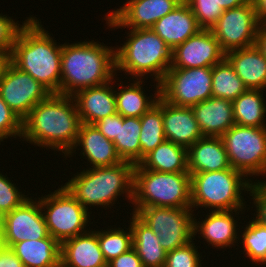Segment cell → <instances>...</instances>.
Returning a JSON list of instances; mask_svg holds the SVG:
<instances>
[{
    "label": "cell",
    "instance_id": "obj_15",
    "mask_svg": "<svg viewBox=\"0 0 266 267\" xmlns=\"http://www.w3.org/2000/svg\"><path fill=\"white\" fill-rule=\"evenodd\" d=\"M122 6L109 11L104 20L108 28L146 29L173 11L181 0H126Z\"/></svg>",
    "mask_w": 266,
    "mask_h": 267
},
{
    "label": "cell",
    "instance_id": "obj_17",
    "mask_svg": "<svg viewBox=\"0 0 266 267\" xmlns=\"http://www.w3.org/2000/svg\"><path fill=\"white\" fill-rule=\"evenodd\" d=\"M246 209H237L230 211H211L205 215V219L200 221V218L194 217V239L195 235L200 234L207 242L208 246L211 245L213 248L225 249L232 248L237 245L239 247V230L238 219L239 216L244 213ZM241 211V212H240ZM243 211V212H242ZM234 212V213H233ZM235 217L237 218L235 220ZM198 220V221H197ZM238 236V237H237Z\"/></svg>",
    "mask_w": 266,
    "mask_h": 267
},
{
    "label": "cell",
    "instance_id": "obj_37",
    "mask_svg": "<svg viewBox=\"0 0 266 267\" xmlns=\"http://www.w3.org/2000/svg\"><path fill=\"white\" fill-rule=\"evenodd\" d=\"M20 190L6 174L0 172V218L30 198Z\"/></svg>",
    "mask_w": 266,
    "mask_h": 267
},
{
    "label": "cell",
    "instance_id": "obj_2",
    "mask_svg": "<svg viewBox=\"0 0 266 267\" xmlns=\"http://www.w3.org/2000/svg\"><path fill=\"white\" fill-rule=\"evenodd\" d=\"M26 19L15 39L10 62L51 94H60L62 44L57 45L36 16Z\"/></svg>",
    "mask_w": 266,
    "mask_h": 267
},
{
    "label": "cell",
    "instance_id": "obj_39",
    "mask_svg": "<svg viewBox=\"0 0 266 267\" xmlns=\"http://www.w3.org/2000/svg\"><path fill=\"white\" fill-rule=\"evenodd\" d=\"M22 136V121L4 102L0 95V144L9 137Z\"/></svg>",
    "mask_w": 266,
    "mask_h": 267
},
{
    "label": "cell",
    "instance_id": "obj_25",
    "mask_svg": "<svg viewBox=\"0 0 266 267\" xmlns=\"http://www.w3.org/2000/svg\"><path fill=\"white\" fill-rule=\"evenodd\" d=\"M225 58L247 89H266V58L255 45L229 51Z\"/></svg>",
    "mask_w": 266,
    "mask_h": 267
},
{
    "label": "cell",
    "instance_id": "obj_42",
    "mask_svg": "<svg viewBox=\"0 0 266 267\" xmlns=\"http://www.w3.org/2000/svg\"><path fill=\"white\" fill-rule=\"evenodd\" d=\"M119 124H123V117L119 114H112L96 122L94 126L110 141L118 136Z\"/></svg>",
    "mask_w": 266,
    "mask_h": 267
},
{
    "label": "cell",
    "instance_id": "obj_5",
    "mask_svg": "<svg viewBox=\"0 0 266 267\" xmlns=\"http://www.w3.org/2000/svg\"><path fill=\"white\" fill-rule=\"evenodd\" d=\"M128 32L124 44L115 47L116 71L132 79H148L149 74L155 77L154 82L161 83L171 67L172 49L151 28Z\"/></svg>",
    "mask_w": 266,
    "mask_h": 267
},
{
    "label": "cell",
    "instance_id": "obj_33",
    "mask_svg": "<svg viewBox=\"0 0 266 267\" xmlns=\"http://www.w3.org/2000/svg\"><path fill=\"white\" fill-rule=\"evenodd\" d=\"M246 90L243 81L226 58L212 67V97L233 102Z\"/></svg>",
    "mask_w": 266,
    "mask_h": 267
},
{
    "label": "cell",
    "instance_id": "obj_24",
    "mask_svg": "<svg viewBox=\"0 0 266 267\" xmlns=\"http://www.w3.org/2000/svg\"><path fill=\"white\" fill-rule=\"evenodd\" d=\"M187 157L191 175L232 168L221 137L203 136L187 149Z\"/></svg>",
    "mask_w": 266,
    "mask_h": 267
},
{
    "label": "cell",
    "instance_id": "obj_29",
    "mask_svg": "<svg viewBox=\"0 0 266 267\" xmlns=\"http://www.w3.org/2000/svg\"><path fill=\"white\" fill-rule=\"evenodd\" d=\"M143 169L165 173H189L187 148L165 140L139 163Z\"/></svg>",
    "mask_w": 266,
    "mask_h": 267
},
{
    "label": "cell",
    "instance_id": "obj_27",
    "mask_svg": "<svg viewBox=\"0 0 266 267\" xmlns=\"http://www.w3.org/2000/svg\"><path fill=\"white\" fill-rule=\"evenodd\" d=\"M11 249L24 267H60L61 244L51 235L15 243Z\"/></svg>",
    "mask_w": 266,
    "mask_h": 267
},
{
    "label": "cell",
    "instance_id": "obj_6",
    "mask_svg": "<svg viewBox=\"0 0 266 267\" xmlns=\"http://www.w3.org/2000/svg\"><path fill=\"white\" fill-rule=\"evenodd\" d=\"M252 181L234 168L194 173L190 186L191 208L193 211L200 207L209 211L245 209L247 204L243 190L248 193Z\"/></svg>",
    "mask_w": 266,
    "mask_h": 267
},
{
    "label": "cell",
    "instance_id": "obj_22",
    "mask_svg": "<svg viewBox=\"0 0 266 267\" xmlns=\"http://www.w3.org/2000/svg\"><path fill=\"white\" fill-rule=\"evenodd\" d=\"M151 29L172 50L201 30L195 15L185 1L155 22Z\"/></svg>",
    "mask_w": 266,
    "mask_h": 267
},
{
    "label": "cell",
    "instance_id": "obj_46",
    "mask_svg": "<svg viewBox=\"0 0 266 267\" xmlns=\"http://www.w3.org/2000/svg\"><path fill=\"white\" fill-rule=\"evenodd\" d=\"M255 14L261 23H266V0H252Z\"/></svg>",
    "mask_w": 266,
    "mask_h": 267
},
{
    "label": "cell",
    "instance_id": "obj_20",
    "mask_svg": "<svg viewBox=\"0 0 266 267\" xmlns=\"http://www.w3.org/2000/svg\"><path fill=\"white\" fill-rule=\"evenodd\" d=\"M112 81L100 86L82 89L72 95L81 123L94 125L104 117L117 113L113 90L115 84Z\"/></svg>",
    "mask_w": 266,
    "mask_h": 267
},
{
    "label": "cell",
    "instance_id": "obj_26",
    "mask_svg": "<svg viewBox=\"0 0 266 267\" xmlns=\"http://www.w3.org/2000/svg\"><path fill=\"white\" fill-rule=\"evenodd\" d=\"M133 82L124 86L123 82L117 84L114 88L116 109L122 117L140 118L145 112L153 107L160 97V83L156 82V91L154 95H145L143 89V79L133 78ZM148 96V97H147ZM154 96V97H153ZM151 97V98H150Z\"/></svg>",
    "mask_w": 266,
    "mask_h": 267
},
{
    "label": "cell",
    "instance_id": "obj_21",
    "mask_svg": "<svg viewBox=\"0 0 266 267\" xmlns=\"http://www.w3.org/2000/svg\"><path fill=\"white\" fill-rule=\"evenodd\" d=\"M162 116L166 140L188 149L203 137L191 107L175 106L162 98Z\"/></svg>",
    "mask_w": 266,
    "mask_h": 267
},
{
    "label": "cell",
    "instance_id": "obj_48",
    "mask_svg": "<svg viewBox=\"0 0 266 267\" xmlns=\"http://www.w3.org/2000/svg\"><path fill=\"white\" fill-rule=\"evenodd\" d=\"M9 62H10V55L5 54L3 52H0V80L2 78V75H3L5 68Z\"/></svg>",
    "mask_w": 266,
    "mask_h": 267
},
{
    "label": "cell",
    "instance_id": "obj_7",
    "mask_svg": "<svg viewBox=\"0 0 266 267\" xmlns=\"http://www.w3.org/2000/svg\"><path fill=\"white\" fill-rule=\"evenodd\" d=\"M191 174L134 167L132 213L144 207L191 208Z\"/></svg>",
    "mask_w": 266,
    "mask_h": 267
},
{
    "label": "cell",
    "instance_id": "obj_40",
    "mask_svg": "<svg viewBox=\"0 0 266 267\" xmlns=\"http://www.w3.org/2000/svg\"><path fill=\"white\" fill-rule=\"evenodd\" d=\"M23 26L18 24L12 17L0 14V52L11 54L13 45L20 28Z\"/></svg>",
    "mask_w": 266,
    "mask_h": 267
},
{
    "label": "cell",
    "instance_id": "obj_38",
    "mask_svg": "<svg viewBox=\"0 0 266 267\" xmlns=\"http://www.w3.org/2000/svg\"><path fill=\"white\" fill-rule=\"evenodd\" d=\"M192 240L188 244L167 252L164 267H202L198 246Z\"/></svg>",
    "mask_w": 266,
    "mask_h": 267
},
{
    "label": "cell",
    "instance_id": "obj_43",
    "mask_svg": "<svg viewBox=\"0 0 266 267\" xmlns=\"http://www.w3.org/2000/svg\"><path fill=\"white\" fill-rule=\"evenodd\" d=\"M108 267H143L140 257L132 247L107 263Z\"/></svg>",
    "mask_w": 266,
    "mask_h": 267
},
{
    "label": "cell",
    "instance_id": "obj_36",
    "mask_svg": "<svg viewBox=\"0 0 266 267\" xmlns=\"http://www.w3.org/2000/svg\"><path fill=\"white\" fill-rule=\"evenodd\" d=\"M201 29L211 30L224 12L218 0H185Z\"/></svg>",
    "mask_w": 266,
    "mask_h": 267
},
{
    "label": "cell",
    "instance_id": "obj_23",
    "mask_svg": "<svg viewBox=\"0 0 266 267\" xmlns=\"http://www.w3.org/2000/svg\"><path fill=\"white\" fill-rule=\"evenodd\" d=\"M203 136L221 137L234 124L233 103L210 97L191 107Z\"/></svg>",
    "mask_w": 266,
    "mask_h": 267
},
{
    "label": "cell",
    "instance_id": "obj_41",
    "mask_svg": "<svg viewBox=\"0 0 266 267\" xmlns=\"http://www.w3.org/2000/svg\"><path fill=\"white\" fill-rule=\"evenodd\" d=\"M249 194L252 196L253 204L255 205V217L252 218L259 222L260 224L266 226V181L264 180H255L252 181Z\"/></svg>",
    "mask_w": 266,
    "mask_h": 267
},
{
    "label": "cell",
    "instance_id": "obj_12",
    "mask_svg": "<svg viewBox=\"0 0 266 267\" xmlns=\"http://www.w3.org/2000/svg\"><path fill=\"white\" fill-rule=\"evenodd\" d=\"M260 23L251 1L237 8L224 10L211 31L222 50L227 53L253 46Z\"/></svg>",
    "mask_w": 266,
    "mask_h": 267
},
{
    "label": "cell",
    "instance_id": "obj_10",
    "mask_svg": "<svg viewBox=\"0 0 266 267\" xmlns=\"http://www.w3.org/2000/svg\"><path fill=\"white\" fill-rule=\"evenodd\" d=\"M136 215L160 238L166 251H172L194 240L192 208L144 207Z\"/></svg>",
    "mask_w": 266,
    "mask_h": 267
},
{
    "label": "cell",
    "instance_id": "obj_4",
    "mask_svg": "<svg viewBox=\"0 0 266 267\" xmlns=\"http://www.w3.org/2000/svg\"><path fill=\"white\" fill-rule=\"evenodd\" d=\"M134 167L126 161L110 167L89 166L73 174L63 186L87 211L91 206L111 209L120 195L132 204Z\"/></svg>",
    "mask_w": 266,
    "mask_h": 267
},
{
    "label": "cell",
    "instance_id": "obj_1",
    "mask_svg": "<svg viewBox=\"0 0 266 267\" xmlns=\"http://www.w3.org/2000/svg\"><path fill=\"white\" fill-rule=\"evenodd\" d=\"M81 124L72 96L50 94L22 121L21 140L66 157L75 146Z\"/></svg>",
    "mask_w": 266,
    "mask_h": 267
},
{
    "label": "cell",
    "instance_id": "obj_13",
    "mask_svg": "<svg viewBox=\"0 0 266 267\" xmlns=\"http://www.w3.org/2000/svg\"><path fill=\"white\" fill-rule=\"evenodd\" d=\"M51 93L9 62L0 80V95L9 108L23 121L29 112Z\"/></svg>",
    "mask_w": 266,
    "mask_h": 267
},
{
    "label": "cell",
    "instance_id": "obj_11",
    "mask_svg": "<svg viewBox=\"0 0 266 267\" xmlns=\"http://www.w3.org/2000/svg\"><path fill=\"white\" fill-rule=\"evenodd\" d=\"M160 96L179 107H192L212 97V67L169 68Z\"/></svg>",
    "mask_w": 266,
    "mask_h": 267
},
{
    "label": "cell",
    "instance_id": "obj_14",
    "mask_svg": "<svg viewBox=\"0 0 266 267\" xmlns=\"http://www.w3.org/2000/svg\"><path fill=\"white\" fill-rule=\"evenodd\" d=\"M27 199L21 206L1 217L2 245L12 247L24 240H39L49 233L39 199Z\"/></svg>",
    "mask_w": 266,
    "mask_h": 267
},
{
    "label": "cell",
    "instance_id": "obj_34",
    "mask_svg": "<svg viewBox=\"0 0 266 267\" xmlns=\"http://www.w3.org/2000/svg\"><path fill=\"white\" fill-rule=\"evenodd\" d=\"M240 245L243 247L245 257L251 259L254 264L266 265V226L256 220H249L244 230H239ZM243 231V232H242Z\"/></svg>",
    "mask_w": 266,
    "mask_h": 267
},
{
    "label": "cell",
    "instance_id": "obj_44",
    "mask_svg": "<svg viewBox=\"0 0 266 267\" xmlns=\"http://www.w3.org/2000/svg\"><path fill=\"white\" fill-rule=\"evenodd\" d=\"M0 267H24L10 247L0 246Z\"/></svg>",
    "mask_w": 266,
    "mask_h": 267
},
{
    "label": "cell",
    "instance_id": "obj_47",
    "mask_svg": "<svg viewBox=\"0 0 266 267\" xmlns=\"http://www.w3.org/2000/svg\"><path fill=\"white\" fill-rule=\"evenodd\" d=\"M252 0H218V5H220L223 10H228L232 8H237L247 3H250Z\"/></svg>",
    "mask_w": 266,
    "mask_h": 267
},
{
    "label": "cell",
    "instance_id": "obj_49",
    "mask_svg": "<svg viewBox=\"0 0 266 267\" xmlns=\"http://www.w3.org/2000/svg\"><path fill=\"white\" fill-rule=\"evenodd\" d=\"M2 245V230H1V218H0V246Z\"/></svg>",
    "mask_w": 266,
    "mask_h": 267
},
{
    "label": "cell",
    "instance_id": "obj_28",
    "mask_svg": "<svg viewBox=\"0 0 266 267\" xmlns=\"http://www.w3.org/2000/svg\"><path fill=\"white\" fill-rule=\"evenodd\" d=\"M131 214L132 247L140 257L143 267H164L167 252L162 248L159 236L135 213Z\"/></svg>",
    "mask_w": 266,
    "mask_h": 267
},
{
    "label": "cell",
    "instance_id": "obj_32",
    "mask_svg": "<svg viewBox=\"0 0 266 267\" xmlns=\"http://www.w3.org/2000/svg\"><path fill=\"white\" fill-rule=\"evenodd\" d=\"M141 132V161L153 151L158 145L166 140L162 116V97L156 104L140 117Z\"/></svg>",
    "mask_w": 266,
    "mask_h": 267
},
{
    "label": "cell",
    "instance_id": "obj_8",
    "mask_svg": "<svg viewBox=\"0 0 266 267\" xmlns=\"http://www.w3.org/2000/svg\"><path fill=\"white\" fill-rule=\"evenodd\" d=\"M58 188L38 199L49 235L61 244L89 230L91 213L64 186Z\"/></svg>",
    "mask_w": 266,
    "mask_h": 267
},
{
    "label": "cell",
    "instance_id": "obj_3",
    "mask_svg": "<svg viewBox=\"0 0 266 267\" xmlns=\"http://www.w3.org/2000/svg\"><path fill=\"white\" fill-rule=\"evenodd\" d=\"M117 73L114 47L86 39L62 44L61 95L72 96L82 89L106 84L115 80Z\"/></svg>",
    "mask_w": 266,
    "mask_h": 267
},
{
    "label": "cell",
    "instance_id": "obj_19",
    "mask_svg": "<svg viewBox=\"0 0 266 267\" xmlns=\"http://www.w3.org/2000/svg\"><path fill=\"white\" fill-rule=\"evenodd\" d=\"M60 267H108L98 241V230L89 229L63 241Z\"/></svg>",
    "mask_w": 266,
    "mask_h": 267
},
{
    "label": "cell",
    "instance_id": "obj_18",
    "mask_svg": "<svg viewBox=\"0 0 266 267\" xmlns=\"http://www.w3.org/2000/svg\"><path fill=\"white\" fill-rule=\"evenodd\" d=\"M75 149H81L79 155L83 156V159H87L92 168L110 167L123 162L116 151L114 143L92 124L82 123L80 125L75 146L64 158L73 157L74 153H77Z\"/></svg>",
    "mask_w": 266,
    "mask_h": 267
},
{
    "label": "cell",
    "instance_id": "obj_30",
    "mask_svg": "<svg viewBox=\"0 0 266 267\" xmlns=\"http://www.w3.org/2000/svg\"><path fill=\"white\" fill-rule=\"evenodd\" d=\"M263 91L265 90L247 89L232 102L236 125L266 128V101Z\"/></svg>",
    "mask_w": 266,
    "mask_h": 267
},
{
    "label": "cell",
    "instance_id": "obj_16",
    "mask_svg": "<svg viewBox=\"0 0 266 267\" xmlns=\"http://www.w3.org/2000/svg\"><path fill=\"white\" fill-rule=\"evenodd\" d=\"M226 57L211 30L201 29L197 34L172 50L170 68L213 67Z\"/></svg>",
    "mask_w": 266,
    "mask_h": 267
},
{
    "label": "cell",
    "instance_id": "obj_45",
    "mask_svg": "<svg viewBox=\"0 0 266 267\" xmlns=\"http://www.w3.org/2000/svg\"><path fill=\"white\" fill-rule=\"evenodd\" d=\"M254 45L266 58V23L259 24Z\"/></svg>",
    "mask_w": 266,
    "mask_h": 267
},
{
    "label": "cell",
    "instance_id": "obj_9",
    "mask_svg": "<svg viewBox=\"0 0 266 267\" xmlns=\"http://www.w3.org/2000/svg\"><path fill=\"white\" fill-rule=\"evenodd\" d=\"M221 138L232 168L247 178L266 177V128L234 124Z\"/></svg>",
    "mask_w": 266,
    "mask_h": 267
},
{
    "label": "cell",
    "instance_id": "obj_35",
    "mask_svg": "<svg viewBox=\"0 0 266 267\" xmlns=\"http://www.w3.org/2000/svg\"><path fill=\"white\" fill-rule=\"evenodd\" d=\"M124 231L120 227L98 230V241L105 261L108 263L132 248V230L130 225Z\"/></svg>",
    "mask_w": 266,
    "mask_h": 267
},
{
    "label": "cell",
    "instance_id": "obj_31",
    "mask_svg": "<svg viewBox=\"0 0 266 267\" xmlns=\"http://www.w3.org/2000/svg\"><path fill=\"white\" fill-rule=\"evenodd\" d=\"M140 132V118L123 117V124H119L118 136L113 141L122 161L134 165L141 162Z\"/></svg>",
    "mask_w": 266,
    "mask_h": 267
}]
</instances>
